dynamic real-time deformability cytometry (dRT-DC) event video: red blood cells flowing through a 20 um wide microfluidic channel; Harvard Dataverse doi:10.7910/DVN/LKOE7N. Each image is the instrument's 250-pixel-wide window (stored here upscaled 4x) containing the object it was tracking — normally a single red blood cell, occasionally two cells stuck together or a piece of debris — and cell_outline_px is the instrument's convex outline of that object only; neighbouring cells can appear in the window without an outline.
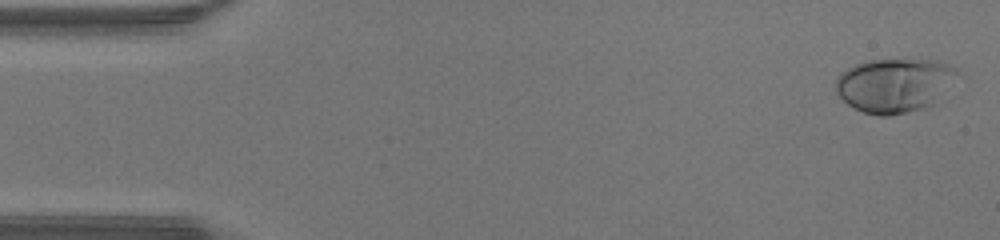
{"species": "human", "species_latin": "Homo sapiens", "temperature_condition": "warm", "stored_images_in_passage": 47, "camera_frame_rate_fps": 3000, "um_per_image_px": 0.085, "donor": {"sex": "male"}, "frame": {"image": 1, "passage_image": 1, "time_ms": 0.0, "image_size_px": [1000, 240], "cell_outline_px": [[956, 72], [932, 104], [908, 112], [888, 116], [880, 116], [864, 112], [848, 104], [836, 92], [836, 80], [840, 72], [856, 64], [868, 60], [940, 60], [956, 68]], "centroid_in_image_um": [75.94, 7.23], "position_along_channel_um": 9.1, "area_um2": 37.28}}
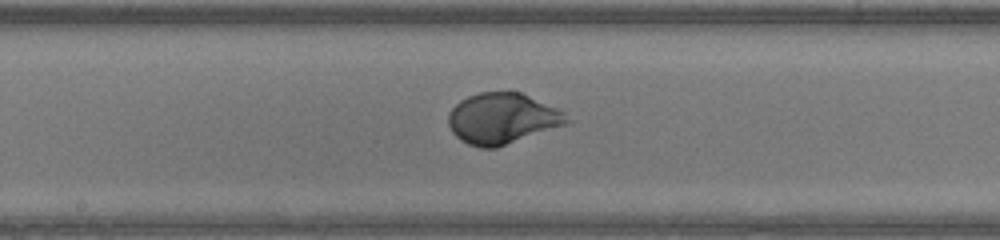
{"frame": {"image": 2, "passage_image": 24, "time_ms": 7.667, "image_size_px": [1000, 240], "cell_outline_px": [[572, 120], [568, 124], [496, 148], [480, 148], [468, 144], [460, 140], [452, 132], [448, 124], [448, 112], [460, 100], [468, 96], [480, 92], [520, 92], [560, 108]], "centroid_in_image_um": [42.72, 10.07], "position_along_channel_um": 205.5, "area_um2": 35.43}}
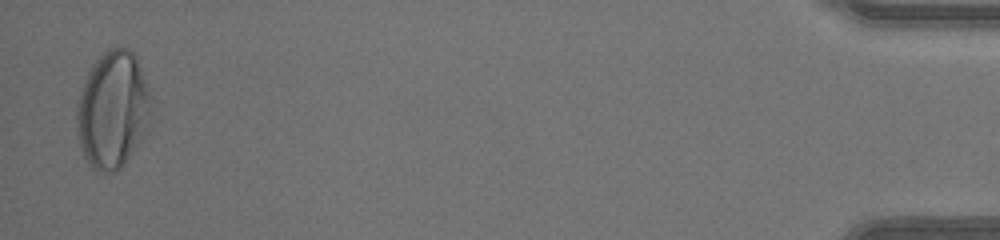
{"frame": {"image": 3, "passage_image": 46, "time_ms": 15.0, "image_size_px": [1000, 240], "cell_outline_px": [[152, 104], [148, 128], [144, 136], [124, 164], [116, 172], [104, 172], [92, 168], [84, 160], [76, 128], [76, 104], [84, 80], [92, 64], [108, 48], [128, 48], [136, 56], [152, 96]], "centroid_in_image_um": [9.58, 9.34], "position_along_channel_um": 425.6, "area_um2": 51.33}, "authors_computed_cell_mechanics": {"area_um2": 35.4314, "velocity_mm_per_s": 4.3363, "shape_relaxation_time_tau1_ms": 2.6325, "shape_relaxation_time_tau2_ms": null, "deformation_change_tau1": 0.1985, "deformation_change_tau2": null}}